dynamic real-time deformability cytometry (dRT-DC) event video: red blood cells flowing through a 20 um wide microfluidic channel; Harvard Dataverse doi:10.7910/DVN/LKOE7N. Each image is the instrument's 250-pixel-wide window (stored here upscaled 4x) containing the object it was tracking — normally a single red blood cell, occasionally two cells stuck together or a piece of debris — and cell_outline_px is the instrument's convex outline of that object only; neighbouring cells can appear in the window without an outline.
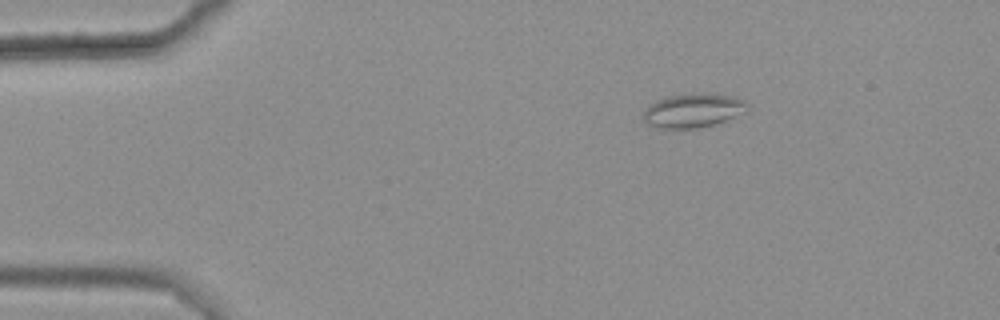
{"species": "common noctule bat (a hibernating species)", "species_latin": "Nyctalus noctula", "temperature_condition": "warm", "stored_images_in_passage": 42, "camera_frame_rate_fps": 3000, "um_per_image_px": 0.085, "animal": {"sex": "female", "body_mass_g": 25.1}, "frame": {"image": 1, "passage_image": 1, "time_ms": 0.0, "image_size_px": [1000, 320], "cell_outline_px": [[748, 104], [744, 112], [724, 120], [712, 124], [692, 128], [660, 128], [648, 124], [644, 120], [644, 108], [668, 96], [692, 92], [732, 96], [744, 100]], "centroid_in_image_um": [58.89, 9.37], "position_along_channel_um": 26.1, "area_um2": 20.11}}
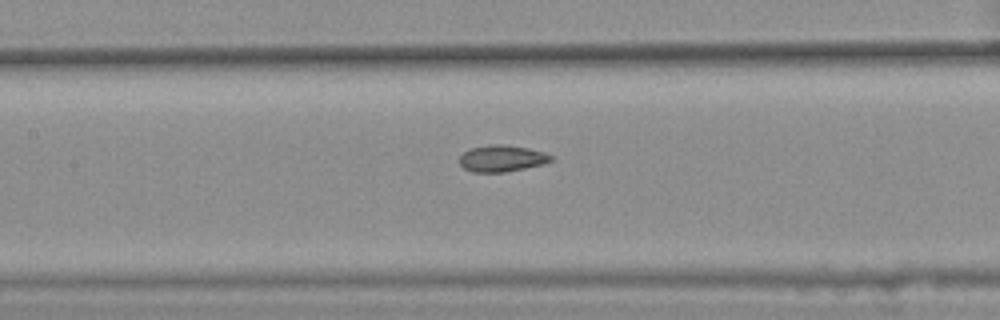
{"frame": {"image": 2, "passage_image": 18, "time_ms": 5.667, "image_size_px": [1000, 320], "cell_outline_px": [[552, 160], [544, 164], [504, 172], [472, 172], [464, 168], [460, 164], [460, 156], [464, 152], [472, 148], [492, 144], [504, 144], [528, 148], [544, 152], [552, 156]], "centroid_in_image_um": [42.66, 13.46], "position_along_channel_um": 164.7, "area_um2": 14.05}}
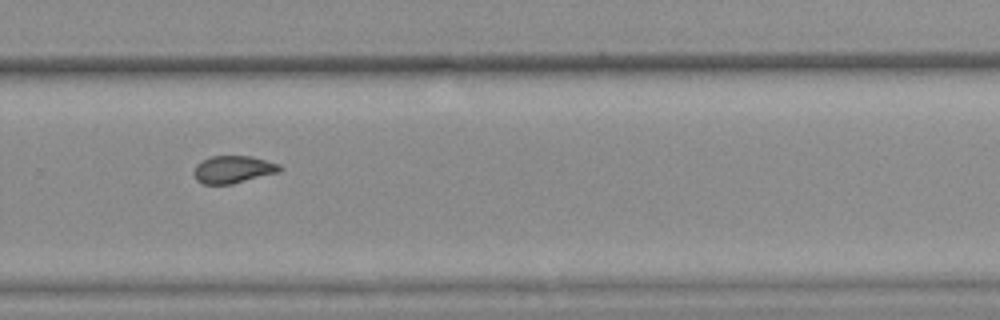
{"frame": {"image": 3, "passage_image": 30, "time_ms": 9.667, "image_size_px": [1000, 320], "cell_outline_px": [[284, 168], [280, 172], [232, 184], [204, 184], [196, 180], [192, 172], [196, 164], [200, 160], [212, 156], [252, 156], [280, 164]], "centroid_in_image_um": [19.82, 14.4], "position_along_channel_um": 310.0, "area_um2": 13.99}, "authors_computed_cell_mechanics": {"area_um2": 14.0165, "velocity_mm_per_s": 3.6393, "shape_relaxation_time_tau1_ms": null, "shape_relaxation_time_tau2_ms": 2.3814, "deformation_change_tau1": null, "deformation_change_tau2": 0.0761}}